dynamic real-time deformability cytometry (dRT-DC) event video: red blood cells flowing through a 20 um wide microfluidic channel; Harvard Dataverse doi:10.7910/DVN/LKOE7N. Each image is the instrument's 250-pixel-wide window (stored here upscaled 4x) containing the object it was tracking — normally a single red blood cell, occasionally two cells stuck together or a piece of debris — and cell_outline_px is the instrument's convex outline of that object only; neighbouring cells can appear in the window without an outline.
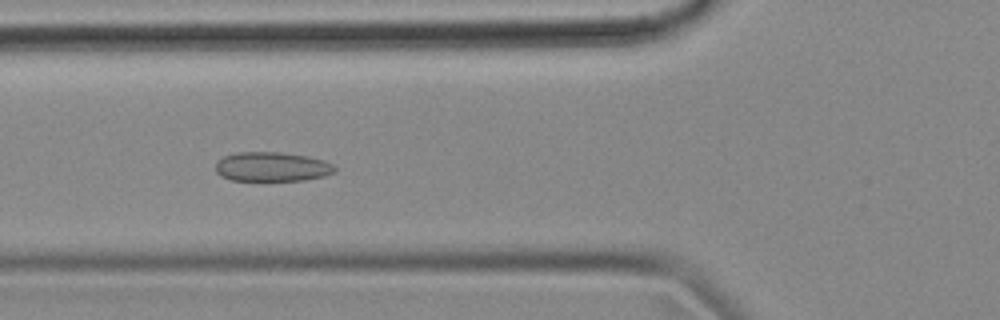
{"species": "common noctule bat (a hibernating species)", "species_latin": "Nyctalus noctula", "temperature_condition": "cold", "stored_images_in_passage": 55, "camera_frame_rate_fps": 3000, "um_per_image_px": 0.085, "animal": {"sex": "female", "body_mass_g": 18.4}, "frame": {"image": 1, "passage_image": 20, "time_ms": 6.333, "image_size_px": [1000, 320], "cell_outline_px": [[336, 172], [324, 176], [304, 180], [232, 180], [220, 176], [216, 172], [216, 160], [224, 156], [236, 152], [280, 152], [308, 156], [324, 160], [332, 164], [336, 168]], "centroid_in_image_um": [23.11, 14.16], "position_along_channel_um": 102.7, "area_um2": 20.52}}
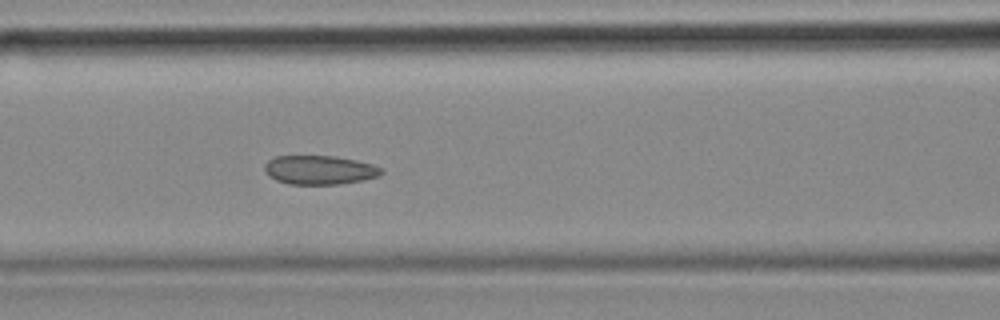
{"frame": {"image": 2, "passage_image": 23, "time_ms": 7.333, "image_size_px": [1000, 320], "cell_outline_px": [[384, 172], [380, 176], [364, 180], [340, 184], [288, 184], [276, 180], [268, 176], [264, 172], [264, 164], [268, 160], [276, 156], [336, 156], [356, 160], [372, 164], [384, 168]], "centroid_in_image_um": [27.18, 14.45], "position_along_channel_um": 139.4, "area_um2": 20.0}}
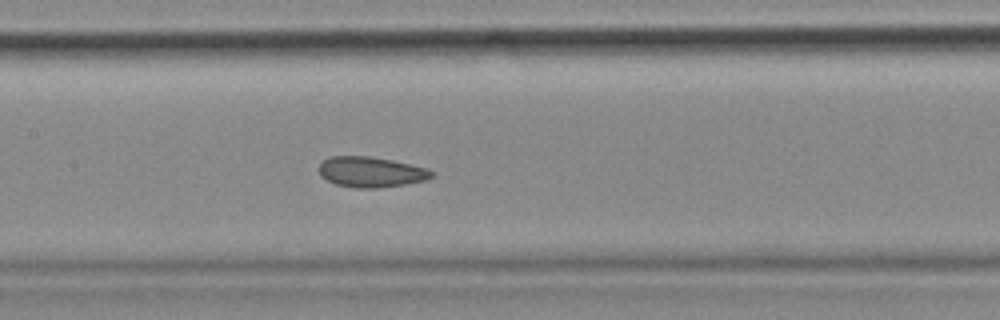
{"frame": {"image": 3, "passage_image": 26, "time_ms": 8.333, "image_size_px": [1000, 320], "cell_outline_px": [[436, 172], [432, 176], [424, 180], [404, 184], [376, 188], [356, 188], [336, 184], [320, 176], [320, 164], [328, 156], [368, 156], [392, 160], [428, 168]], "centroid_in_image_um": [31.54, 14.61], "position_along_channel_um": 175.9, "area_um2": 19.88}, "authors_computed_cell_mechanics": {"area_um2": 20.9814, "velocity_mm_per_s": 3.6558, "shape_relaxation_time_tau1_ms": null, "shape_relaxation_time_tau2_ms": 2.2473, "deformation_change_tau1": null, "deformation_change_tau2": 0.0777}}